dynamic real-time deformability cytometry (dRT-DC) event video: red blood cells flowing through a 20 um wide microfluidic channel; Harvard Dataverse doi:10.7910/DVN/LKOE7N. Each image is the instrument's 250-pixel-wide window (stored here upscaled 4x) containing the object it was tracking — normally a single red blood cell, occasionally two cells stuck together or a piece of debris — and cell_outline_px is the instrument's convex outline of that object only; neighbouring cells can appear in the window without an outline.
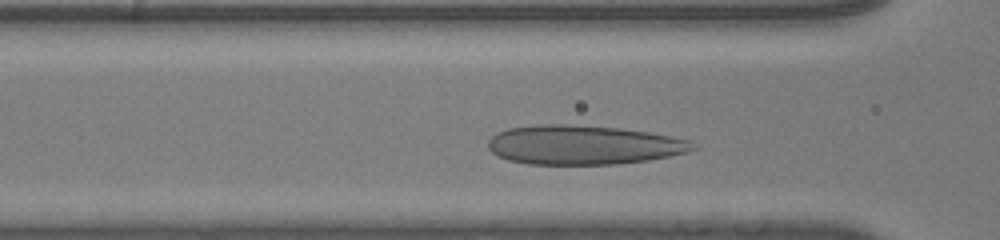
{"species": "human", "species_latin": "Homo sapiens", "temperature_condition": "room temperature", "stored_images_in_passage": 29, "camera_frame_rate_fps": 3000, "um_per_image_px": 0.085, "donor": {"sex": "male"}, "frame": {"image": 1, "passage_image": 7, "time_ms": 2.0, "image_size_px": [1000, 240], "cell_outline_px": [[696, 148], [688, 152], [648, 160], [616, 164], [528, 164], [508, 160], [492, 152], [488, 148], [488, 140], [496, 132], [508, 128], [540, 124], [564, 124], [620, 128], [648, 132], [672, 136], [688, 140]], "centroid_in_image_um": [49.55, 12.31], "position_along_channel_um": 117.1, "area_um2": 46.7}}
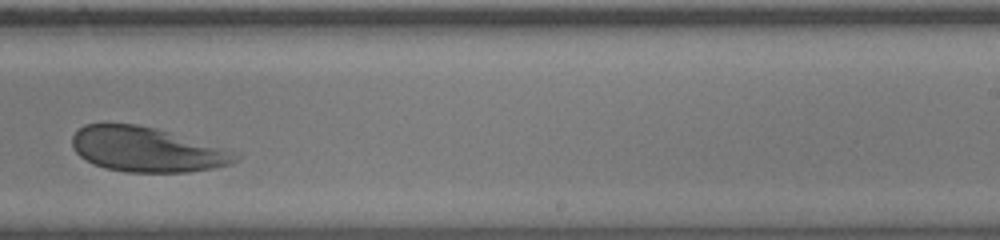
{"frame": {"image": 2, "passage_image": 19, "time_ms": 6.0, "image_size_px": [1000, 240], "cell_outline_px": [[244, 152], [232, 164], [216, 168], [188, 172], [124, 172], [104, 168], [80, 156], [72, 148], [72, 136], [84, 124], [136, 124], [156, 128]], "centroid_in_image_um": [12.58, 12.71], "position_along_channel_um": 276.4, "area_um2": 43.18}}
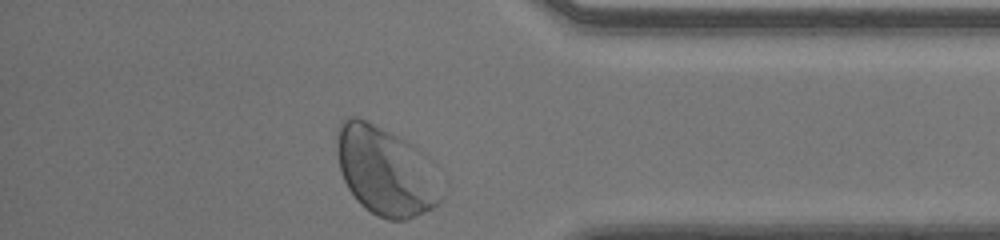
{"frame": {"image": 3, "passage_image": 29, "time_ms": 9.333, "image_size_px": [1000, 240], "cell_outline_px": [[444, 196], [440, 204], [408, 220], [388, 220], [376, 216], [364, 208], [356, 200], [348, 188], [340, 172], [336, 152], [336, 128], [340, 120], [344, 116], [356, 116], [412, 144], [424, 152], [428, 156]], "centroid_in_image_um": [32.76, 14.55], "position_along_channel_um": 402.4, "area_um2": 54.68}, "authors_computed_cell_mechanics": {"area_um2": 44.9106, "velocity_mm_per_s": 4.0139, "shape_relaxation_time_tau1_ms": 5.1714, "shape_relaxation_time_tau2_ms": null, "deformation_change_tau1": 0.1709, "deformation_change_tau2": null}}